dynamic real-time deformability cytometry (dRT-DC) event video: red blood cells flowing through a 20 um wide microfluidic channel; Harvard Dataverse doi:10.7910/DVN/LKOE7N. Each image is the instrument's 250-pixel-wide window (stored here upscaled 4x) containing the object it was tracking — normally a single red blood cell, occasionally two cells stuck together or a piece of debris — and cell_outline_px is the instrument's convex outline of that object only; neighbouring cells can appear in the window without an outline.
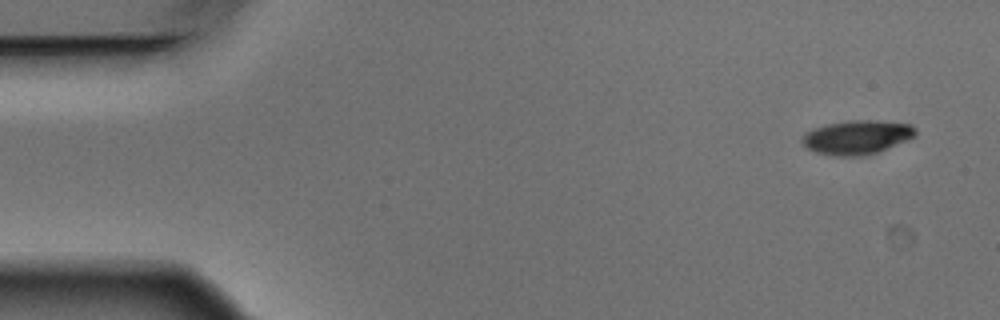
{"species": "Egyptian fruit bat (a non-hibernating species)", "species_latin": "Rousettus aegyptiacus", "temperature_condition": "warm", "stored_images_in_passage": 6, "camera_frame_rate_fps": 3000, "um_per_image_px": 0.085, "animal": {"sex": "male"}, "frame": {"image": 1, "passage_image": 1, "time_ms": 0.0, "image_size_px": [1000, 320], "cell_outline_px": [[916, 136], [908, 140], [876, 152], [864, 156], [832, 156], [816, 152], [808, 148], [800, 140], [812, 128], [828, 124], [848, 120], [876, 120], [912, 124], [916, 128]], "centroid_in_image_um": [72.87, 11.66], "position_along_channel_um": 12.1, "area_um2": 22.48}}
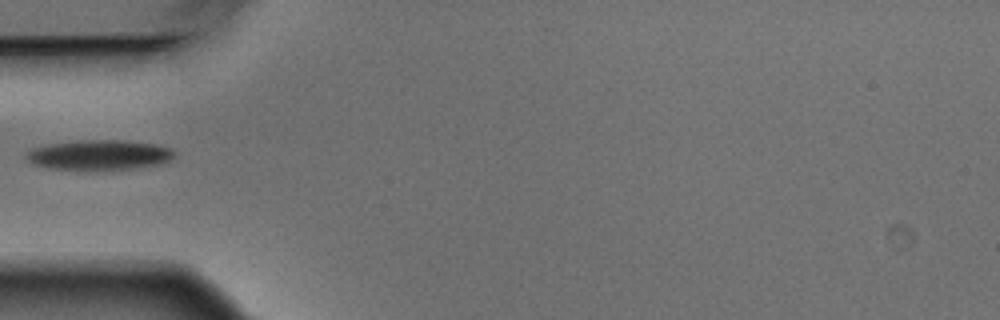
{"frame": {"image": 2, "passage_image": 5, "time_ms": 1.333, "image_size_px": [1000, 320], "cell_outline_px": [[176, 152], [172, 160], [164, 164], [132, 168], [48, 168], [32, 164], [24, 156], [24, 152], [32, 148], [52, 144], [76, 140], [124, 140], [160, 144], [172, 148]], "centroid_in_image_um": [8.5, 13.14], "position_along_channel_um": 76.5, "area_um2": 25.78}}
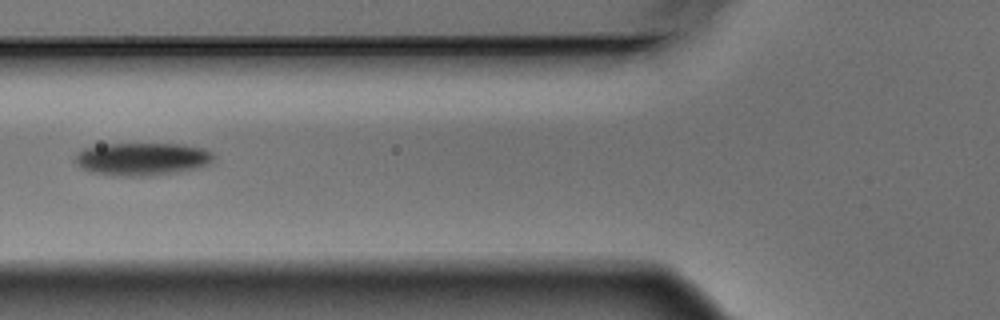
{"frame": {"image": 3, "passage_image": 6, "time_ms": 1.667, "image_size_px": [1000, 320], "cell_outline_px": [[216, 156], [208, 164], [196, 168], [180, 172], [148, 176], [116, 176], [88, 172], [76, 164], [72, 160], [76, 152], [84, 148], [104, 144], [184, 144], [204, 148], [212, 152]], "centroid_in_image_um": [12.05, 13.52], "position_along_channel_um": 113.8, "area_um2": 26.93}}